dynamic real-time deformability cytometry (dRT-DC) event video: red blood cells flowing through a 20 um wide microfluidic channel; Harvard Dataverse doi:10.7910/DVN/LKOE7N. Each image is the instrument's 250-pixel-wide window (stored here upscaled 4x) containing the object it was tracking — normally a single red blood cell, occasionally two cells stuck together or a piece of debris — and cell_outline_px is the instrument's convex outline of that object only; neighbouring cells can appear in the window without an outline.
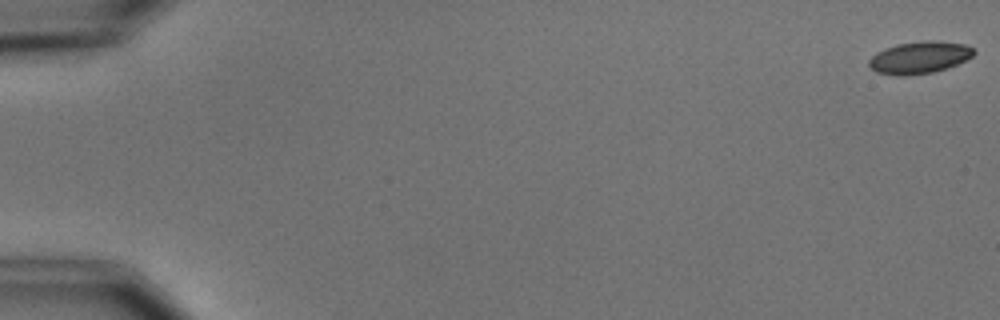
{"species": "common noctule bat (a hibernating species)", "species_latin": "Nyctalus noctula", "temperature_condition": "cold", "stored_images_in_passage": 6, "camera_frame_rate_fps": 3000, "um_per_image_px": 0.085, "animal": {"sex": "male", "body_mass_g": 15.6}, "frame": {"image": 1, "passage_image": 1, "time_ms": 0.0, "image_size_px": [1000, 320], "cell_outline_px": [[976, 52], [972, 56], [956, 64], [932, 72], [904, 76], [896, 76], [876, 72], [868, 64], [868, 60], [876, 52], [884, 48], [896, 44], [924, 40], [940, 40], [964, 44], [972, 48]], "centroid_in_image_um": [78.11, 4.87], "position_along_channel_um": 6.9, "area_um2": 19.65}}